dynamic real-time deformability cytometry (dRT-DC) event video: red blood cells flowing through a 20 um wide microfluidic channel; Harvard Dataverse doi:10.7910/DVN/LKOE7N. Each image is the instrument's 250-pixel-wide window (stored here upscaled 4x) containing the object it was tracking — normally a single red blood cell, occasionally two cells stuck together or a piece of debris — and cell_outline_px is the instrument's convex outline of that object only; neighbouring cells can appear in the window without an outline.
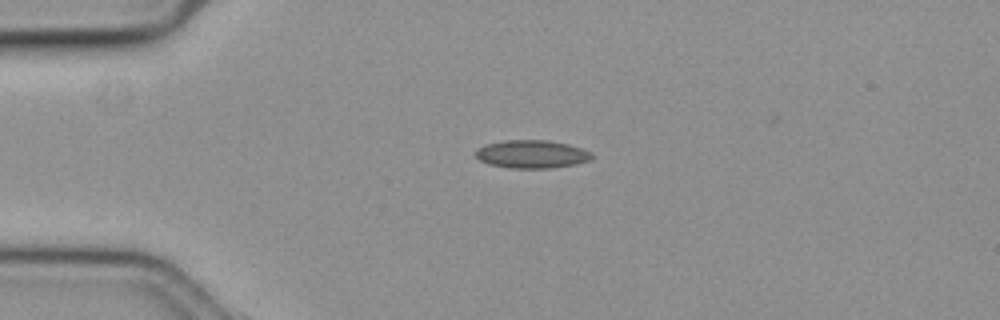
{"species": "common noctule bat (a hibernating species)", "species_latin": "Nyctalus noctula", "temperature_condition": "cold", "stored_images_in_passage": 5, "camera_frame_rate_fps": 3000, "um_per_image_px": 0.085, "animal": {"sex": "female", "body_mass_g": 19.3, "forearm_length_mm": 54.1}, "frame": {"image": 1, "passage_image": 1, "time_ms": 0.0, "image_size_px": [1000, 320], "cell_outline_px": [[592, 156], [588, 160], [576, 164], [548, 168], [512, 168], [488, 164], [480, 160], [476, 156], [476, 148], [484, 144], [504, 140], [548, 140], [568, 144], [592, 152]], "centroid_in_image_um": [45.16, 13.09], "position_along_channel_um": 39.8, "area_um2": 18.96}}